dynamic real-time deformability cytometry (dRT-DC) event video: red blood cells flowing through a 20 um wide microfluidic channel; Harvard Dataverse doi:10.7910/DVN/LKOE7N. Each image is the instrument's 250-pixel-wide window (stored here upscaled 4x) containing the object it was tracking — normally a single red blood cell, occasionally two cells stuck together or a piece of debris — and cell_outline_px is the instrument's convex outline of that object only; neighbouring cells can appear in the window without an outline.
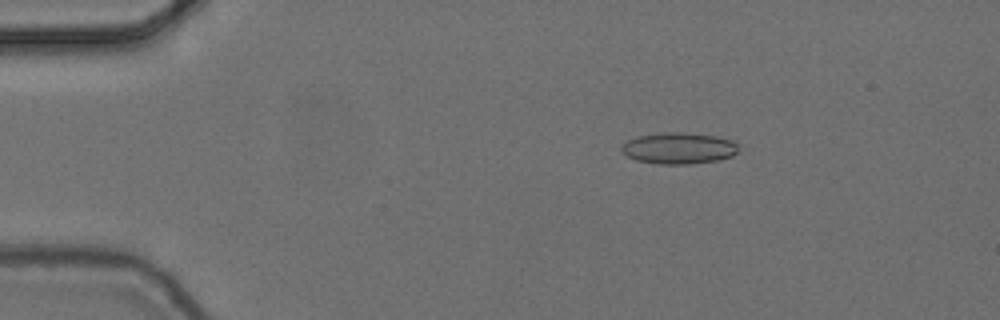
{"species": "common noctule bat (a hibernating species)", "species_latin": "Nyctalus noctula", "temperature_condition": "cold", "stored_images_in_passage": 3, "camera_frame_rate_fps": 3000, "um_per_image_px": 0.085, "animal": {"sex": "female", "body_mass_g": 24.6, "forearm_length_mm": 56.2}, "frame": {"image": 1, "passage_image": 2, "time_ms": 0.333, "image_size_px": [1000, 320], "cell_outline_px": [[736, 152], [732, 156], [716, 160], [688, 164], [660, 164], [636, 160], [628, 156], [620, 148], [628, 140], [636, 136], [664, 132], [684, 132], [716, 136], [736, 140]], "centroid_in_image_um": [57.7, 12.58], "position_along_channel_um": 27.3, "area_um2": 21.27}}